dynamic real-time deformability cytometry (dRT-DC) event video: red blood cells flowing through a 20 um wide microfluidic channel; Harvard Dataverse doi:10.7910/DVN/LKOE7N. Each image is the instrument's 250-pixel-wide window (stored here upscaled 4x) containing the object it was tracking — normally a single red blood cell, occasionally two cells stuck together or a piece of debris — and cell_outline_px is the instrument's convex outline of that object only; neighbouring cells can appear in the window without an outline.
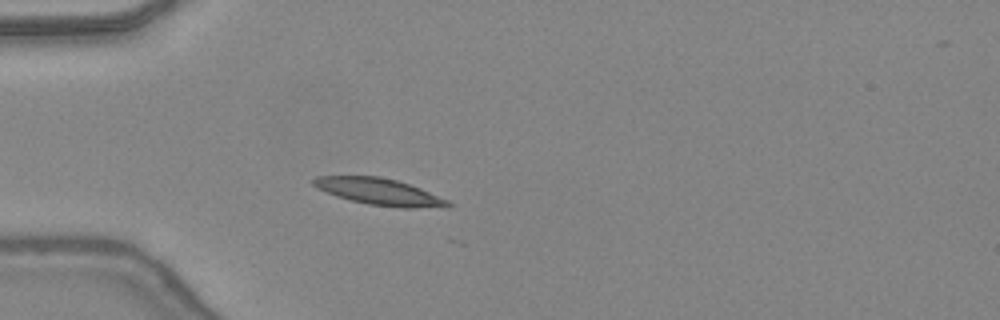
{"species": "common noctule bat (a hibernating species)", "species_latin": "Nyctalus noctula", "temperature_condition": "warm", "stored_images_in_passage": 9, "camera_frame_rate_fps": 3000, "um_per_image_px": 0.085, "animal": {"sex": "female", "body_mass_g": 24.6, "forearm_length_mm": 56.2}, "frame": {"image": 1, "passage_image": 6, "time_ms": 1.667, "image_size_px": [1000, 320], "cell_outline_px": [[452, 208], [400, 208], [368, 204], [336, 196], [316, 188], [312, 184], [312, 180], [316, 176], [380, 176], [396, 180], [420, 188], [448, 200], [452, 204]], "centroid_in_image_um": [32.28, 16.31], "position_along_channel_um": 52.7, "area_um2": 21.04}}